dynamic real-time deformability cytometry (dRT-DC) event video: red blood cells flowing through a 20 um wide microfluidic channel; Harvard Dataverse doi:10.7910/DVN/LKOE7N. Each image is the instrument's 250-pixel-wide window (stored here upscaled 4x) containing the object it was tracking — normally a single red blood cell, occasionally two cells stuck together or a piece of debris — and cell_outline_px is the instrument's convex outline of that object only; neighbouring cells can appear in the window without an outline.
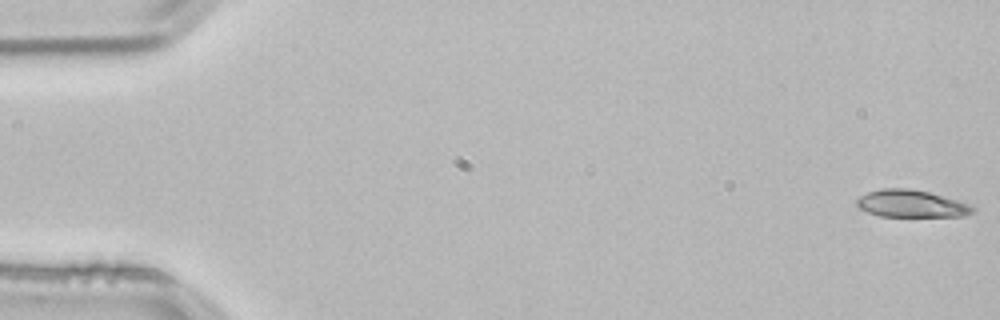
{"species": "common noctule bat (a hibernating species)", "species_latin": "Nyctalus noctula", "temperature_condition": "room temperature", "stored_images_in_passage": 54, "camera_frame_rate_fps": 3000, "um_per_image_px": 0.085, "animal": {"sex": "male", "body_mass_g": 21.5, "forearm_length_mm": 52.0}, "frame": {"image": 1, "passage_image": 1, "time_ms": 0.0, "image_size_px": [1000, 320], "cell_outline_px": [[976, 208], [972, 212], [964, 216], [880, 216], [868, 212], [860, 208], [856, 204], [856, 200], [860, 196], [868, 192], [884, 188], [908, 188], [928, 192], [956, 200], [968, 204]], "centroid_in_image_um": [77.43, 17.31], "position_along_channel_um": 7.6, "area_um2": 18.15}}
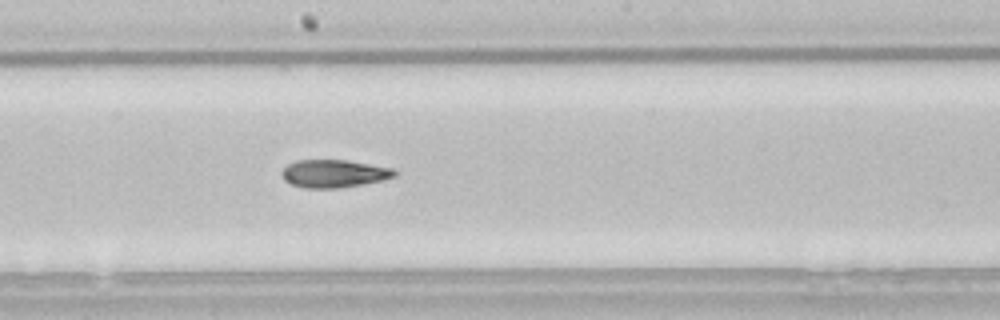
{"frame": {"image": 2, "passage_image": 29, "time_ms": 9.333, "image_size_px": [1000, 320], "cell_outline_px": [[396, 176], [380, 180], [340, 188], [304, 188], [292, 184], [284, 180], [280, 172], [288, 164], [296, 160], [348, 160], [392, 168], [396, 172]], "centroid_in_image_um": [28.34, 14.75], "position_along_channel_um": 219.9, "area_um2": 18.15}}
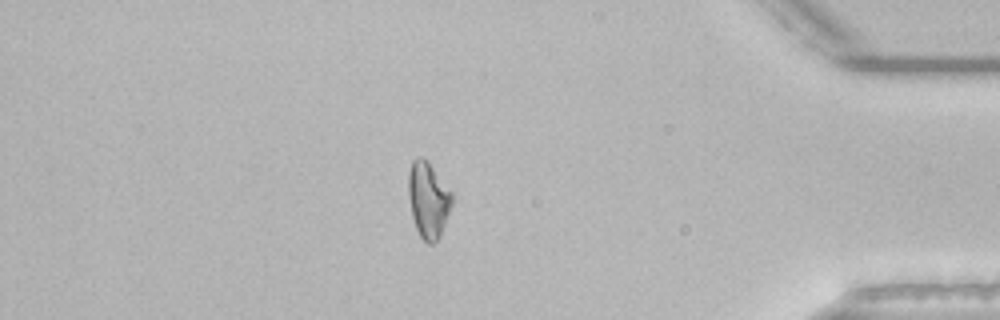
{"frame": {"image": 3, "passage_image": 46, "time_ms": 15.0, "image_size_px": [1000, 320], "cell_outline_px": [[452, 204], [440, 236], [432, 244], [428, 244], [420, 236], [416, 228], [412, 216], [408, 196], [408, 172], [412, 160], [416, 156], [420, 156], [432, 168], [452, 192]], "centroid_in_image_um": [36.38, 17.0], "position_along_channel_um": 398.8, "area_um2": 19.02}, "authors_computed_cell_mechanics": {"area_um2": 18.7272, "velocity_mm_per_s": 3.832, "shape_relaxation_time_tau1_ms": null, "shape_relaxation_time_tau2_ms": 5.7499, "deformation_change_tau1": null, "deformation_change_tau2": 0.1445}}